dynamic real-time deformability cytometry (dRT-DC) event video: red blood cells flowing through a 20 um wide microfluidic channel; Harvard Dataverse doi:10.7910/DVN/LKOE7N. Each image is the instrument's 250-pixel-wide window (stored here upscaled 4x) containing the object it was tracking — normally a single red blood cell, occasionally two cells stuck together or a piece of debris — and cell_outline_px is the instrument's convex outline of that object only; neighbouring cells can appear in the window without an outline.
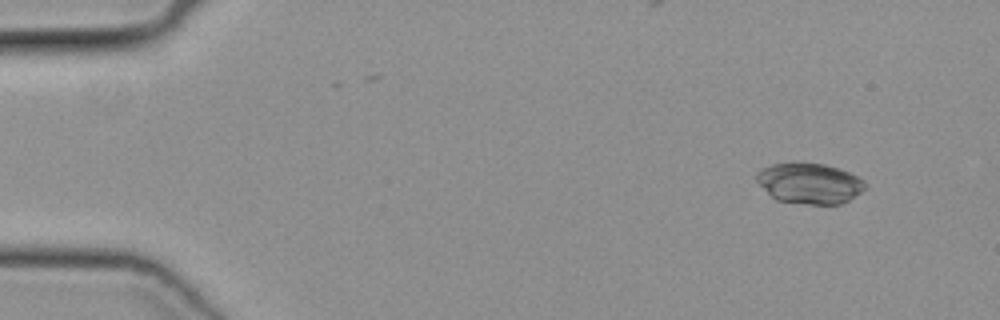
{"species": "common noctule bat (a hibernating species)", "species_latin": "Nyctalus noctula", "temperature_condition": "cold", "stored_images_in_passage": 11, "camera_frame_rate_fps": 3000, "um_per_image_px": 0.085, "animal": {"sex": "female", "body_mass_g": 19.3, "forearm_length_mm": 54.1}, "frame": {"image": 1, "passage_image": 4, "time_ms": 1.0, "image_size_px": [1000, 320], "cell_outline_px": [[864, 188], [860, 192], [848, 200], [840, 204], [808, 204], [776, 200], [756, 180], [756, 172], [760, 168], [772, 164], [796, 160], [824, 164], [840, 168], [864, 180]], "centroid_in_image_um": [68.76, 15.54], "position_along_channel_um": 16.2, "area_um2": 25.95}}